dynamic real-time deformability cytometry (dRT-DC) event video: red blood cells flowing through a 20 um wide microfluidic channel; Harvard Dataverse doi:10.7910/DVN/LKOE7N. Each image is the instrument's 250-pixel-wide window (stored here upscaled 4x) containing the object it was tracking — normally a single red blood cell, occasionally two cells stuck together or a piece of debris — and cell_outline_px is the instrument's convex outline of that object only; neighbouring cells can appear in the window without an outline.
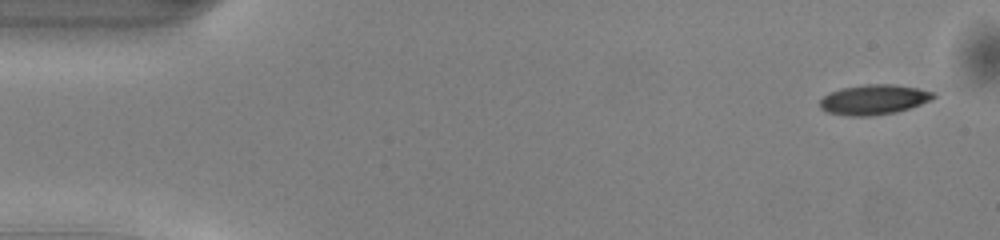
{"species": "common noctule bat (a hibernating species)", "species_latin": "Nyctalus noctula", "temperature_condition": "warm", "stored_images_in_passage": 13, "camera_frame_rate_fps": 3000, "um_per_image_px": 0.085, "animal": {"sex": "male", "body_mass_g": 13.0, "forearm_length_mm": 53.1}, "frame": {"image": 1, "passage_image": 1, "time_ms": 0.0, "image_size_px": [1000, 240], "cell_outline_px": [[936, 96], [932, 100], [896, 112], [872, 116], [848, 116], [828, 112], [820, 108], [820, 100], [824, 96], [840, 88], [864, 84], [896, 84], [936, 92]], "centroid_in_image_um": [74.29, 8.46], "position_along_channel_um": 10.7, "area_um2": 19.88}}
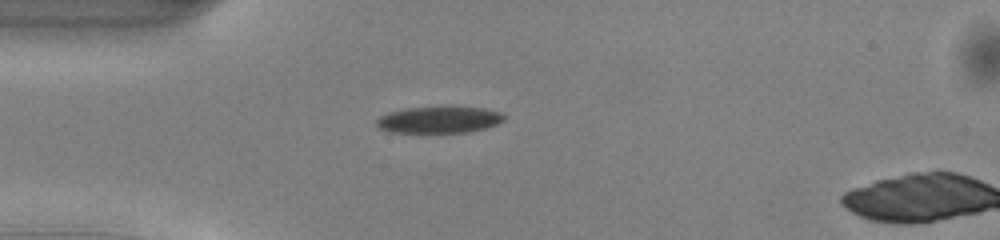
{"frame": {"image": 2, "passage_image": 12, "time_ms": 3.667, "image_size_px": [1000, 240], "cell_outline_px": [[504, 120], [496, 124], [484, 128], [468, 132], [388, 132], [380, 128], [376, 124], [376, 120], [380, 116], [388, 112], [408, 108], [484, 108], [500, 112], [504, 116]], "centroid_in_image_um": [37.29, 10.19], "position_along_channel_um": 47.7, "area_um2": 19.25}}